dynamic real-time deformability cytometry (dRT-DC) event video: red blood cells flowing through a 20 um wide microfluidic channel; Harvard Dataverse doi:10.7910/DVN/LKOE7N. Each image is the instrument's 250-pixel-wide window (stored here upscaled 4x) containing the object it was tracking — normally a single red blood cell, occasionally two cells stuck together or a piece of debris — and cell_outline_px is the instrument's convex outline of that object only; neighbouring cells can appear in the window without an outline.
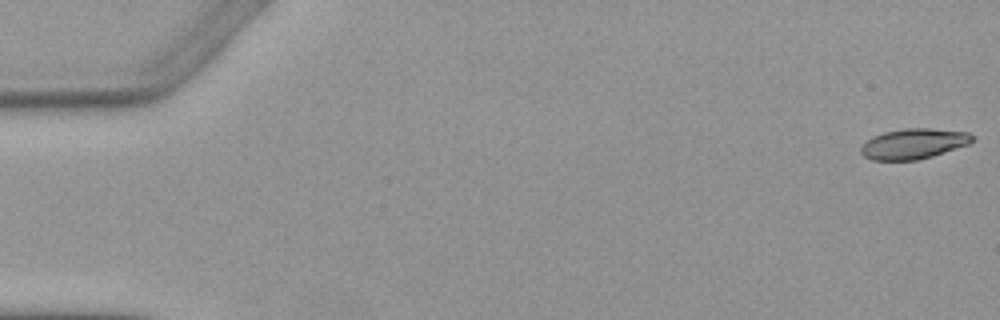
{"species": "Egyptian fruit bat (a non-hibernating species)", "species_latin": "Rousettus aegyptiacus", "temperature_condition": "warm", "stored_images_in_passage": 5, "camera_frame_rate_fps": 3000, "um_per_image_px": 0.085, "animal": {"sex": "female"}, "frame": {"image": 1, "passage_image": 1, "time_ms": 0.0, "image_size_px": [1000, 320], "cell_outline_px": [[976, 140], [972, 144], [932, 156], [916, 160], [872, 160], [864, 156], [860, 152], [860, 148], [872, 136], [884, 132], [904, 128], [928, 128], [968, 132], [976, 136]], "centroid_in_image_um": [77.72, 12.21], "position_along_channel_um": 7.3, "area_um2": 19.94}}
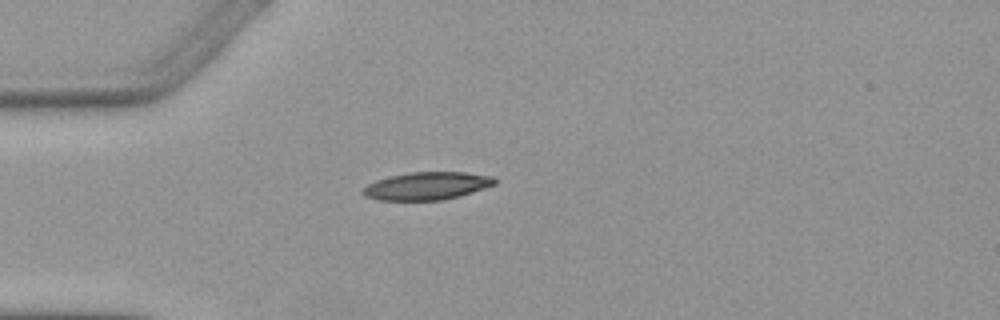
{"frame": {"image": 2, "passage_image": 5, "time_ms": 4.667, "image_size_px": [1000, 320], "cell_outline_px": [[496, 184], [460, 196], [444, 200], [380, 200], [364, 196], [360, 192], [368, 184], [376, 180], [392, 176], [412, 172], [464, 172], [492, 176], [496, 180]], "centroid_in_image_um": [36.29, 15.81], "position_along_channel_um": 48.7, "area_um2": 21.21}}